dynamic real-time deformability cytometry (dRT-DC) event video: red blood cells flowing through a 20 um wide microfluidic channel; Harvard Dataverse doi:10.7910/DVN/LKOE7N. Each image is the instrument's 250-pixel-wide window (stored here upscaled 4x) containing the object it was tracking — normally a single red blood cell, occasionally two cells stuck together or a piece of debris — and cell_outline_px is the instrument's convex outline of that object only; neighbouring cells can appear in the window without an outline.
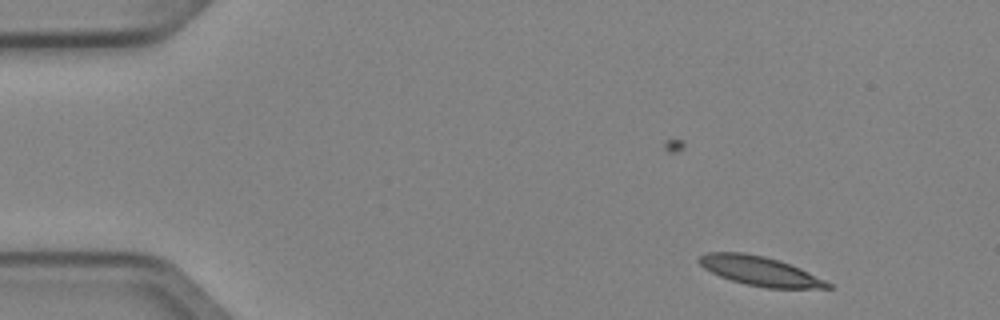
{"species": "Egyptian fruit bat (a non-hibernating species)", "species_latin": "Rousettus aegyptiacus", "temperature_condition": "cold", "stored_images_in_passage": 5, "camera_frame_rate_fps": 3000, "um_per_image_px": 0.085, "animal": {"sex": "female"}, "frame": {"image": 1, "passage_image": 1, "time_ms": 0.0, "image_size_px": [1000, 320], "cell_outline_px": [[836, 288], [768, 288], [744, 284], [720, 276], [704, 268], [696, 260], [700, 256], [708, 252], [744, 252], [764, 256], [800, 268], [832, 284]], "centroid_in_image_um": [64.58, 23.04], "position_along_channel_um": 20.4, "area_um2": 21.73}}
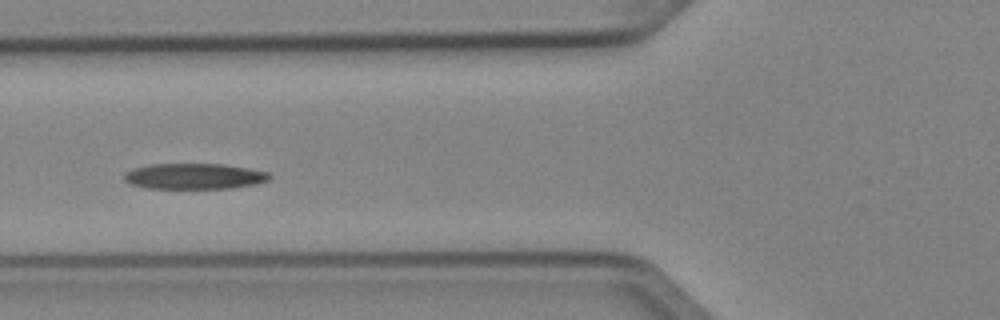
{"frame": {"image": 2, "passage_image": 5, "time_ms": 1.333, "image_size_px": [1000, 320], "cell_outline_px": [[272, 176], [268, 180], [256, 184], [232, 188], [148, 188], [132, 184], [124, 180], [124, 172], [136, 168], [152, 164], [224, 164], [248, 168], [268, 172]], "centroid_in_image_um": [16.54, 14.98], "position_along_channel_um": 109.3, "area_um2": 21.68}}